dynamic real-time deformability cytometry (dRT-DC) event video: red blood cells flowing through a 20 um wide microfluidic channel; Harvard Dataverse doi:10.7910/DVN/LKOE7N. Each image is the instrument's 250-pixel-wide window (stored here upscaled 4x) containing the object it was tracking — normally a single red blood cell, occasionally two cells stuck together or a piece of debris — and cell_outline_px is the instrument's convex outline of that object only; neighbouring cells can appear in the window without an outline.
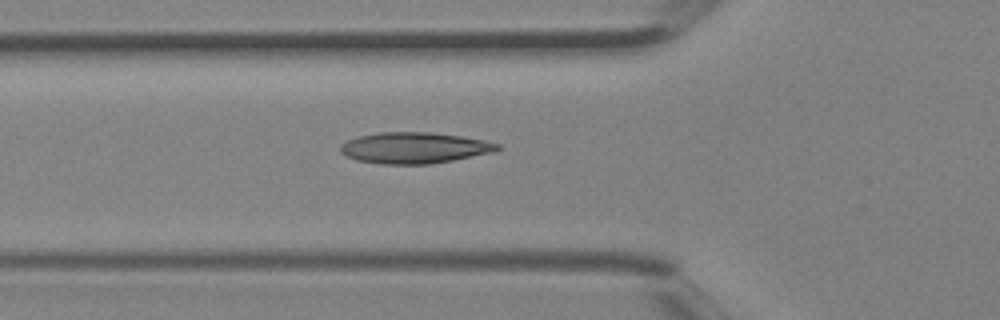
{"species": "Egyptian fruit bat (a non-hibernating species)", "species_latin": "Rousettus aegyptiacus", "temperature_condition": "room temperature", "stored_images_in_passage": 5, "camera_frame_rate_fps": 3000, "um_per_image_px": 0.085, "animal": {"sex": "female"}, "frame": {"image": 1, "passage_image": 5, "time_ms": 1.333, "image_size_px": [1000, 320], "cell_outline_px": [[500, 148], [496, 152], [432, 164], [380, 164], [356, 160], [340, 152], [340, 144], [356, 136], [380, 132], [432, 132], [460, 136], [484, 140], [500, 144]], "centroid_in_image_um": [35.22, 12.57], "position_along_channel_um": 90.6, "area_um2": 28.67}}